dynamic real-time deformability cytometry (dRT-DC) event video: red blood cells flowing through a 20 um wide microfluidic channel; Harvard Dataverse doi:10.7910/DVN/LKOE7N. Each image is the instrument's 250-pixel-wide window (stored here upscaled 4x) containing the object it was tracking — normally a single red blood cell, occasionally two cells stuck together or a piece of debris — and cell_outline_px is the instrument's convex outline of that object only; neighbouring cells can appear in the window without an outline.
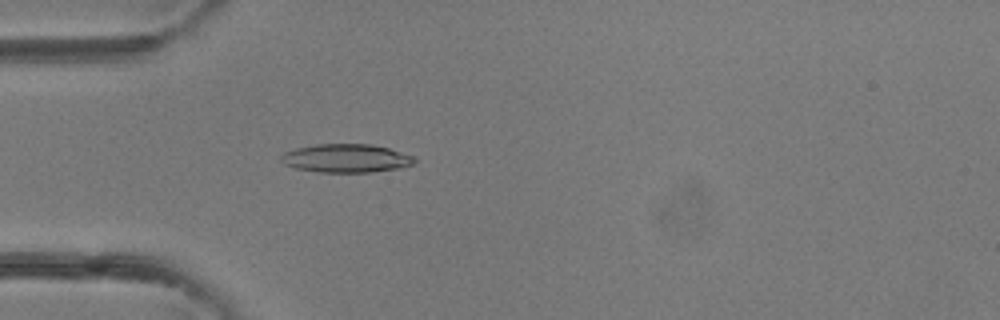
{"species": "common noctule bat (a hibernating species)", "species_latin": "Nyctalus noctula", "temperature_condition": "room temperature", "stored_images_in_passage": 40, "camera_frame_rate_fps": 3000, "um_per_image_px": 0.085, "animal": {"sex": "female"}, "frame": {"image": 1, "passage_image": 12, "time_ms": 3.667, "image_size_px": [1000, 320], "cell_outline_px": [[416, 160], [412, 164], [404, 168], [372, 172], [320, 172], [296, 168], [284, 164], [280, 160], [280, 156], [284, 152], [296, 148], [316, 144], [372, 144], [388, 148], [416, 156]], "centroid_in_image_um": [29.46, 13.45], "position_along_channel_um": 55.5, "area_um2": 22.31}}
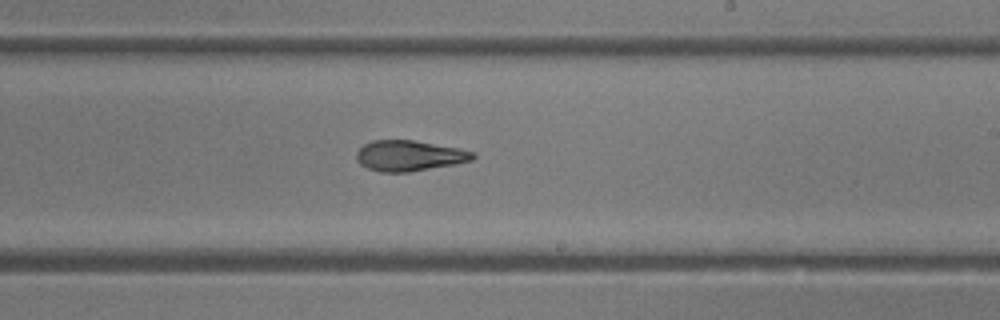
{"frame": {"image": 2, "passage_image": 24, "time_ms": 7.667, "image_size_px": [1000, 320], "cell_outline_px": [[476, 156], [472, 160], [456, 164], [408, 172], [380, 172], [368, 168], [360, 164], [356, 160], [356, 152], [364, 144], [372, 140], [412, 140], [460, 148], [476, 152]], "centroid_in_image_um": [34.8, 13.23], "position_along_channel_um": 254.2, "area_um2": 20.87}}
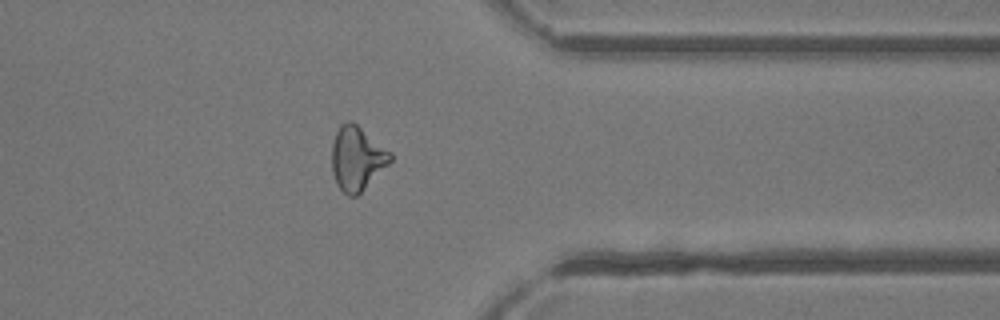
{"frame": {"image": 3, "passage_image": 32, "time_ms": 10.333, "image_size_px": [1000, 320], "cell_outline_px": [[392, 160], [356, 196], [348, 196], [336, 184], [332, 172], [332, 144], [336, 132], [340, 124], [348, 120], [352, 120], [392, 152]], "centroid_in_image_um": [30.33, 13.43], "position_along_channel_um": 381.1, "area_um2": 21.73}}